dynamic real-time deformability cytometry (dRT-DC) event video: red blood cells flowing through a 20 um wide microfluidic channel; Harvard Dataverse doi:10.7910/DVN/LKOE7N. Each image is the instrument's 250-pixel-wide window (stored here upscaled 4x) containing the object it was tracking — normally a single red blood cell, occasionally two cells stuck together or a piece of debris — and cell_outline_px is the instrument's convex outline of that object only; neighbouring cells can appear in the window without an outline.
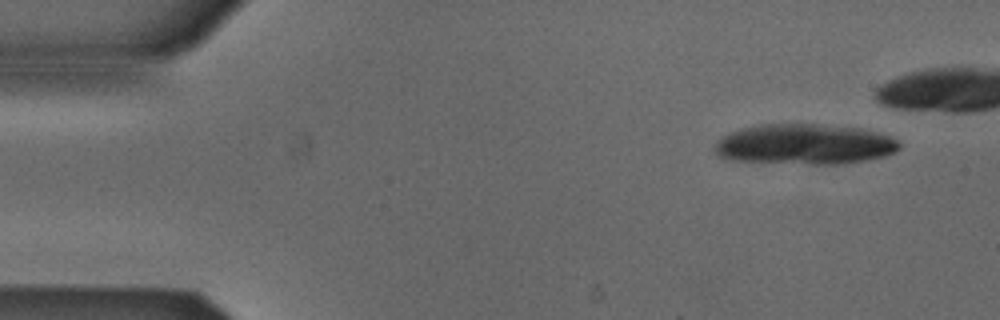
{"species": "Egyptian fruit bat (a non-hibernating species)", "species_latin": "Rousettus aegyptiacus", "temperature_condition": "cold", "stored_images_in_passage": 8, "camera_frame_rate_fps": 3000, "um_per_image_px": 0.085, "animal": {"sex": "male"}, "frame": {"image": 1, "passage_image": 1, "time_ms": 0.0, "image_size_px": [1000, 320], "cell_outline_px": [[900, 148], [896, 152], [884, 156], [864, 160], [840, 164], [812, 164], [728, 160], [716, 156], [712, 152], [712, 148], [724, 136], [732, 132], [744, 128], [760, 124], [812, 124], [856, 128], [888, 136], [896, 140], [900, 144]], "centroid_in_image_um": [68.33, 12.28], "position_along_channel_um": 16.7, "area_um2": 43.12}}
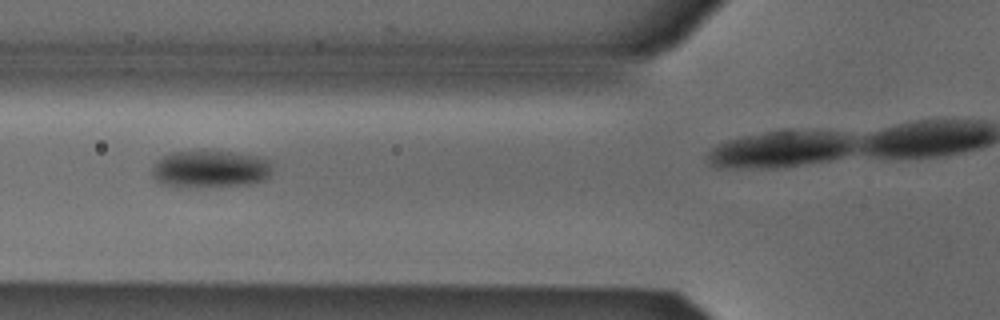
{"frame": {"image": 2, "passage_image": 5, "time_ms": 1.333, "image_size_px": [1000, 320], "cell_outline_px": [[272, 172], [264, 180], [252, 184], [164, 184], [156, 180], [152, 176], [152, 164], [156, 160], [172, 152], [232, 152], [260, 156], [268, 160], [272, 164]], "centroid_in_image_um": [17.92, 14.32], "position_along_channel_um": 107.9, "area_um2": 25.03}}